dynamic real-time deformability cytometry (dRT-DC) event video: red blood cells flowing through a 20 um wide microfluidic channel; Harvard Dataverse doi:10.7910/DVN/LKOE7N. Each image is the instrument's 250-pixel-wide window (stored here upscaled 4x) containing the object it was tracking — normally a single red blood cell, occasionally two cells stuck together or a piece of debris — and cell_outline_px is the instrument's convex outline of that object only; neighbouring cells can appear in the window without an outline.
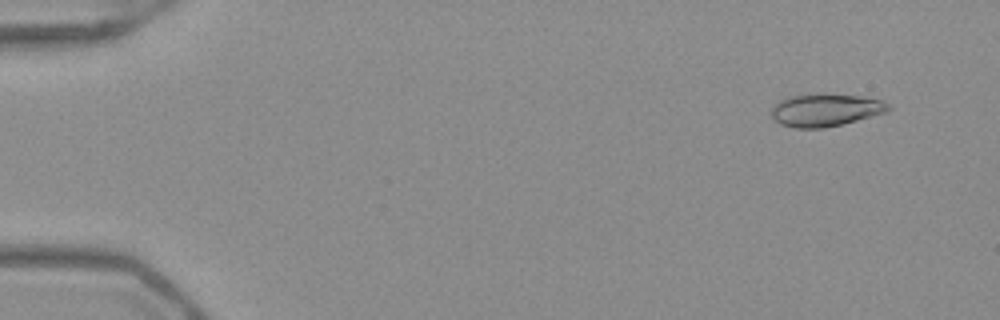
{"species": "Egyptian fruit bat (a non-hibernating species)", "species_latin": "Rousettus aegyptiacus", "temperature_condition": "warm", "stored_images_in_passage": 52, "camera_frame_rate_fps": 3000, "um_per_image_px": 0.085, "frame": {"image": 1, "passage_image": 4, "time_ms": 1.0, "image_size_px": [1000, 320], "cell_outline_px": [[892, 108], [888, 112], [824, 128], [796, 128], [780, 124], [772, 116], [772, 108], [780, 100], [792, 96], [860, 96], [884, 100]], "centroid_in_image_um": [70.21, 9.39], "position_along_channel_um": 14.8, "area_um2": 21.39}}
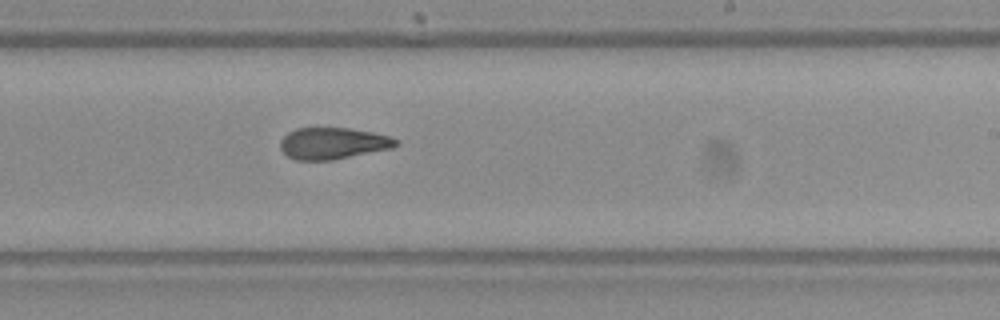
{"frame": {"image": 2, "passage_image": 32, "time_ms": 10.333, "image_size_px": [1000, 320], "cell_outline_px": [[400, 144], [392, 148], [332, 160], [296, 160], [288, 156], [280, 148], [280, 140], [288, 132], [296, 128], [348, 128], [372, 132], [388, 136], [400, 140]], "centroid_in_image_um": [28.31, 12.18], "position_along_channel_um": 260.7, "area_um2": 21.27}}
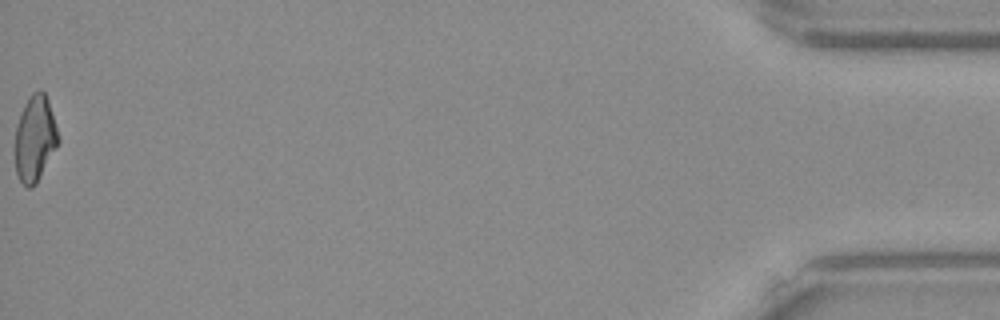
{"frame": {"image": 3, "passage_image": 52, "time_ms": 17.0, "image_size_px": [1000, 320], "cell_outline_px": [[60, 140], [56, 148], [36, 184], [32, 188], [28, 188], [20, 180], [16, 172], [12, 148], [16, 124], [24, 104], [28, 96], [32, 92], [40, 88], [44, 92], [48, 100]], "centroid_in_image_um": [2.92, 11.78], "position_along_channel_um": 432.3, "area_um2": 22.2}, "authors_computed_cell_mechanics": {"area_um2": 21.9062, "velocity_mm_per_s": 3.9895, "shape_relaxation_time_tau1_ms": null, "shape_relaxation_time_tau2_ms": 2.8422, "deformation_change_tau1": null, "deformation_change_tau2": 0.0969}}